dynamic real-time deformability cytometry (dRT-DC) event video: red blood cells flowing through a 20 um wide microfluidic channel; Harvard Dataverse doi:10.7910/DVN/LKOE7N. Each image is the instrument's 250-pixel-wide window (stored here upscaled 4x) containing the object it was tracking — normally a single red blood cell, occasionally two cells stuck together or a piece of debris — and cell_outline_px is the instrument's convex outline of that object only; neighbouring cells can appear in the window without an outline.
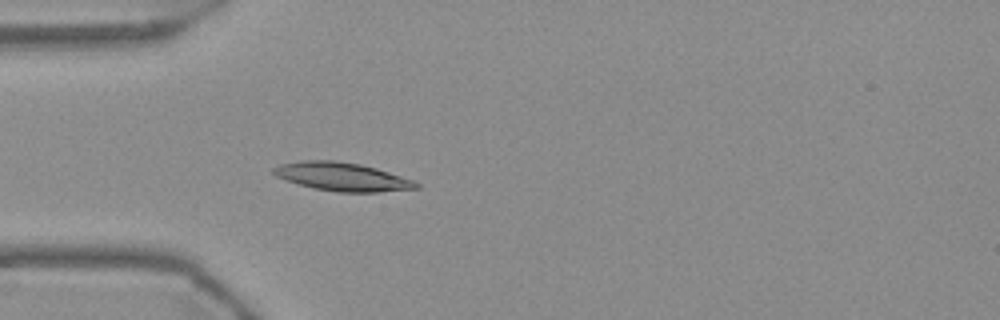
{"species": "Egyptian fruit bat (a non-hibernating species)", "species_latin": "Rousettus aegyptiacus", "temperature_condition": "warm", "stored_images_in_passage": 55, "camera_frame_rate_fps": 3000, "um_per_image_px": 0.085, "frame": {"image": 1, "passage_image": 16, "time_ms": 5.0, "image_size_px": [1000, 320], "cell_outline_px": [[420, 188], [380, 192], [336, 192], [312, 188], [276, 176], [272, 172], [272, 168], [280, 164], [300, 160], [332, 160], [360, 164], [376, 168], [412, 180], [420, 184]], "centroid_in_image_um": [29.07, 15.02], "position_along_channel_um": 55.9, "area_um2": 23.52}}
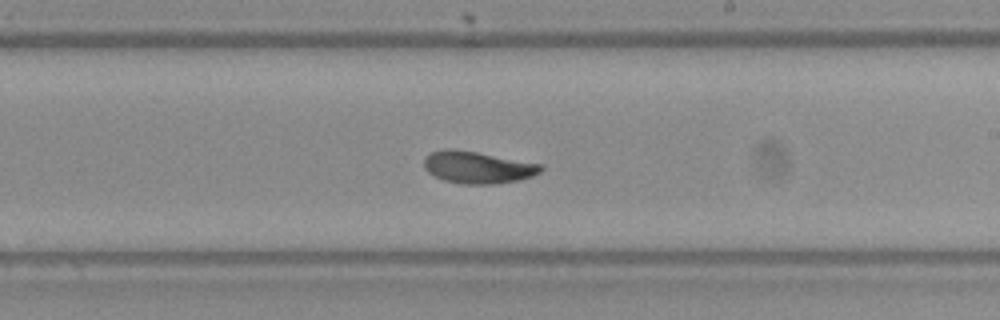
{"frame": {"image": 2, "passage_image": 32, "time_ms": 10.333, "image_size_px": [1000, 320], "cell_outline_px": [[544, 168], [540, 172], [532, 176], [520, 180], [492, 184], [464, 184], [444, 180], [428, 172], [424, 168], [424, 156], [432, 152], [448, 148], [476, 152], [544, 164]], "centroid_in_image_um": [40.63, 14.22], "position_along_channel_um": 248.4, "area_um2": 21.79}}
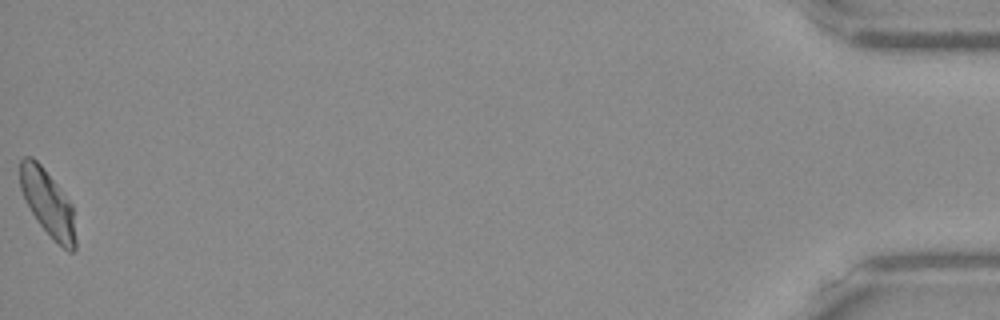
{"frame": {"image": 3, "passage_image": 55, "time_ms": 18.0, "image_size_px": [1000, 320], "cell_outline_px": [[76, 248], [72, 252], [68, 252], [36, 220], [20, 188], [20, 160], [24, 156], [32, 156], [40, 164], [72, 204], [76, 240]], "centroid_in_image_um": [4.07, 17.24], "position_along_channel_um": 431.1, "area_um2": 20.87}, "authors_computed_cell_mechanics": {"area_um2": 21.6172, "velocity_mm_per_s": 3.7052, "shape_relaxation_time_tau1_ms": 6.9697, "shape_relaxation_time_tau2_ms": 4.5114, "deformation_change_tau1": 0.1814, "deformation_change_tau2": 0.0875}}